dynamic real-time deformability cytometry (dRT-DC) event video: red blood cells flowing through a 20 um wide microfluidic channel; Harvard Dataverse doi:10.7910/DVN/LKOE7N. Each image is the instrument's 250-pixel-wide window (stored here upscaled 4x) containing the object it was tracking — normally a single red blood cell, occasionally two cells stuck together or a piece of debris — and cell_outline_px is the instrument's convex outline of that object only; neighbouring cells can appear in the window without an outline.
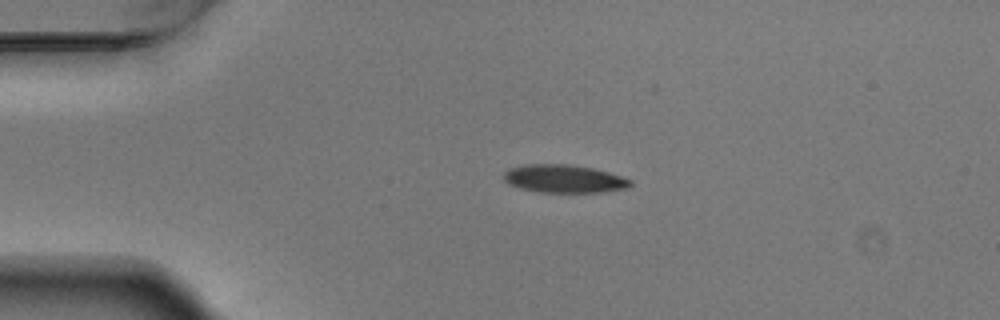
{"species": "Egyptian fruit bat (a non-hibernating species)", "species_latin": "Rousettus aegyptiacus", "temperature_condition": "warm", "stored_images_in_passage": 4, "camera_frame_rate_fps": 3000, "um_per_image_px": 0.085, "animal": {"sex": "male"}, "frame": {"image": 1, "passage_image": 2, "time_ms": 0.333, "image_size_px": [1000, 320], "cell_outline_px": [[632, 184], [628, 188], [604, 192], [540, 192], [520, 188], [504, 180], [504, 172], [508, 168], [528, 164], [568, 164], [592, 168], [608, 172], [632, 180]], "centroid_in_image_um": [47.96, 15.19], "position_along_channel_um": 37.0, "area_um2": 20.58}}